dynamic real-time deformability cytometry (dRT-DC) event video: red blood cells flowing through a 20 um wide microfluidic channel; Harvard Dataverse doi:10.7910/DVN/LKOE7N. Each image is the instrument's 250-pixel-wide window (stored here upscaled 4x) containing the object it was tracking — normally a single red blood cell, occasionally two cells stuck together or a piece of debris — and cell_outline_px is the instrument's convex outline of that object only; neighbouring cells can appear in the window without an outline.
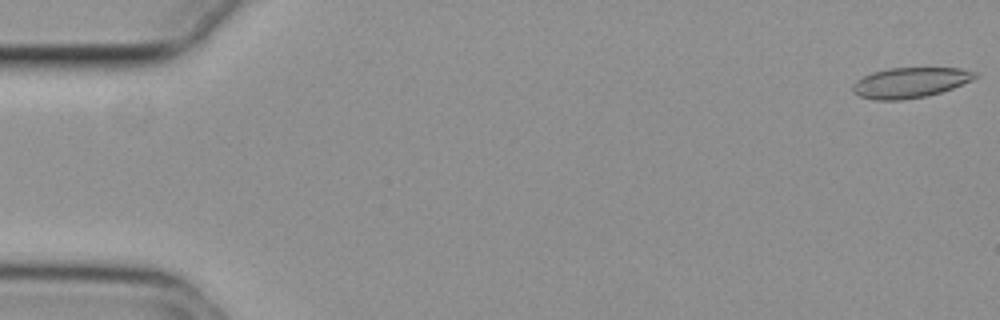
{"species": "common noctule bat (a hibernating species)", "species_latin": "Nyctalus noctula", "temperature_condition": "cold", "stored_images_in_passage": 5, "camera_frame_rate_fps": 3000, "um_per_image_px": 0.085, "animal": {"sex": "female", "body_mass_g": 29.2, "forearm_length_mm": 56.3}, "frame": {"image": 1, "passage_image": 1, "time_ms": 0.0, "image_size_px": [1000, 320], "cell_outline_px": [[980, 76], [972, 80], [952, 88], [940, 92], [924, 96], [900, 100], [876, 100], [860, 96], [852, 92], [852, 84], [856, 80], [872, 72], [888, 68], [960, 68], [980, 72]], "centroid_in_image_um": [77.38, 7.01], "position_along_channel_um": 7.6, "area_um2": 21.68}}